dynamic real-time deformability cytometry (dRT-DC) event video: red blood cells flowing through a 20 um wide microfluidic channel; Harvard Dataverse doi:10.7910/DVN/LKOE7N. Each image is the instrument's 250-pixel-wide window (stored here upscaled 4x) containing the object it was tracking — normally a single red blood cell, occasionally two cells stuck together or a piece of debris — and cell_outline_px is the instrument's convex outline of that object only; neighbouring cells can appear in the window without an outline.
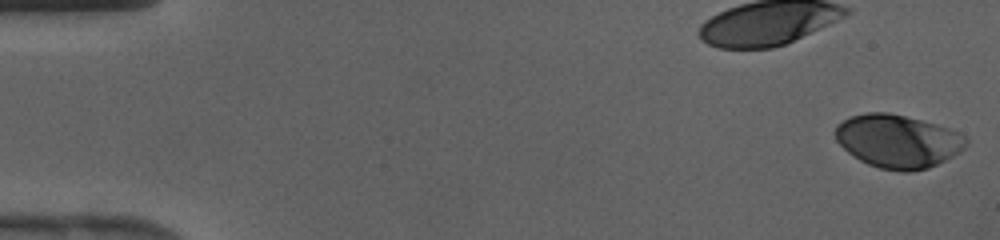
{"species": "human", "species_latin": "Homo sapiens", "temperature_condition": "cold", "stored_images_in_passage": 42, "camera_frame_rate_fps": 3000, "um_per_image_px": 0.085, "donor": {"sex": "female"}, "frame": {"image": 1, "passage_image": 1, "time_ms": 0.0, "image_size_px": [1000, 240], "cell_outline_px": [[968, 144], [960, 152], [928, 168], [912, 172], [900, 172], [880, 168], [868, 164], [860, 160], [848, 152], [836, 140], [836, 124], [852, 116], [868, 112], [888, 112], [936, 124], [948, 128], [968, 136]], "centroid_in_image_um": [76.34, 12.01], "position_along_channel_um": 8.7, "area_um2": 40.46}}
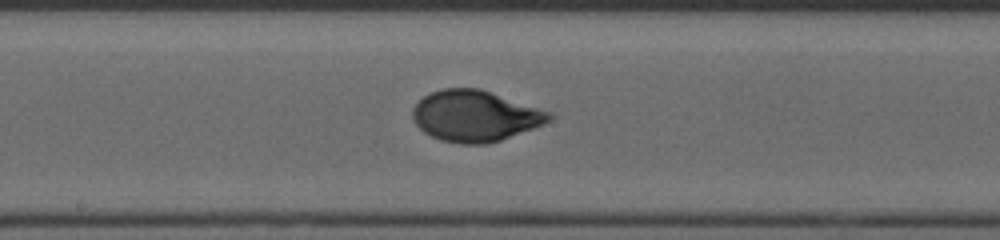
{"frame": {"image": 2, "passage_image": 23, "time_ms": 7.333, "image_size_px": [1000, 240], "cell_outline_px": [[552, 116], [544, 124], [500, 140], [484, 144], [460, 144], [440, 140], [424, 132], [412, 120], [412, 108], [424, 96], [432, 92], [444, 88], [480, 88], [552, 112]], "centroid_in_image_um": [40.36, 9.85], "position_along_channel_um": 207.8, "area_um2": 40.46}}
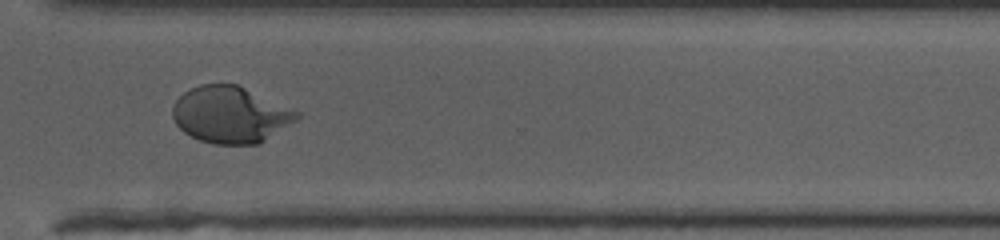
{"frame": {"image": 3, "passage_image": 32, "time_ms": 10.333, "image_size_px": [1000, 240], "cell_outline_px": [[300, 116], [296, 120], [260, 144], [212, 144], [200, 140], [184, 132], [176, 124], [172, 116], [172, 108], [176, 100], [184, 92], [200, 84], [236, 84], [300, 112]], "centroid_in_image_um": [19.57, 9.76], "position_along_channel_um": 351.0, "area_um2": 40.69}}